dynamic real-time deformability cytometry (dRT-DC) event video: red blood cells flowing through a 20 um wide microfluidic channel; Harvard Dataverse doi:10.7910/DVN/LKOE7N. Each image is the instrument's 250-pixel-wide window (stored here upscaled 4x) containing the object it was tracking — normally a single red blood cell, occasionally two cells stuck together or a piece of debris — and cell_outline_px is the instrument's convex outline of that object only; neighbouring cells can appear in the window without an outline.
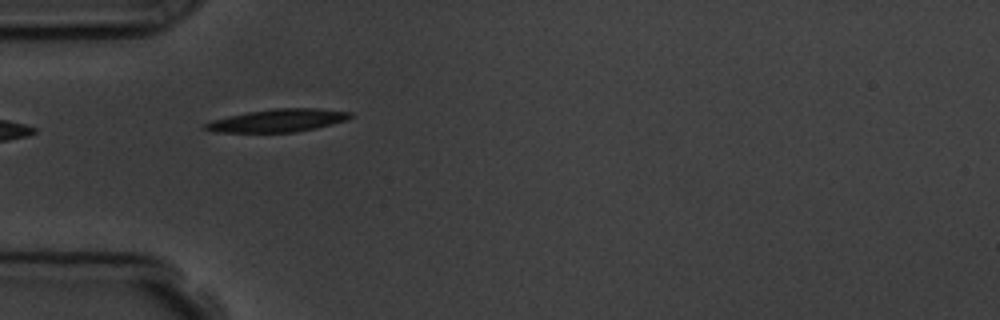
{"species": "common noctule bat (a hibernating species)", "species_latin": "Nyctalus noctula", "temperature_condition": "room temperature", "stored_images_in_passage": 6, "camera_frame_rate_fps": 3000, "um_per_image_px": 0.085, "animal": {"sex": "male", "body_mass_g": 19.5, "forearm_length_mm": 54.6}, "frame": {"image": 1, "passage_image": 5, "time_ms": 4.667, "image_size_px": [1000, 320], "cell_outline_px": [[356, 116], [348, 120], [316, 128], [296, 132], [216, 132], [200, 128], [204, 124], [212, 120], [228, 116], [248, 112], [276, 108], [316, 108], [352, 112]], "centroid_in_image_um": [23.65, 10.24], "position_along_channel_um": 61.3, "area_um2": 19.42}}